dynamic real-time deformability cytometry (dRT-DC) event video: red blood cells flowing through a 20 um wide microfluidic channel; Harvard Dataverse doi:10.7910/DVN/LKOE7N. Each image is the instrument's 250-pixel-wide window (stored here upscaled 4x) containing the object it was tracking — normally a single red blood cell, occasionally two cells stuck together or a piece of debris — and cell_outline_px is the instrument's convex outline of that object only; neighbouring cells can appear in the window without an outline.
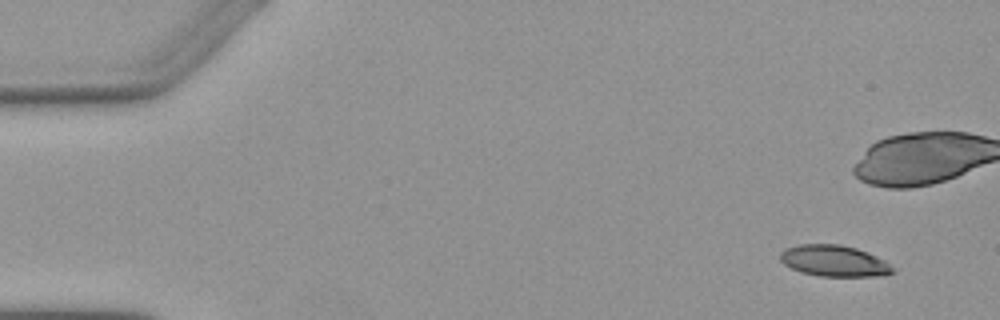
{"species": "Egyptian fruit bat (a non-hibernating species)", "species_latin": "Rousettus aegyptiacus", "temperature_condition": "warm", "stored_images_in_passage": 7, "camera_frame_rate_fps": 3000, "um_per_image_px": 0.085, "animal": {"sex": "female"}, "frame": {"image": 1, "passage_image": 1, "time_ms": 0.0, "image_size_px": [1000, 320], "cell_outline_px": [[896, 272], [884, 276], [820, 276], [800, 272], [784, 264], [780, 260], [780, 252], [788, 248], [800, 244], [840, 244], [856, 248], [868, 252], [884, 260]], "centroid_in_image_um": [70.91, 22.18], "position_along_channel_um": 14.1, "area_um2": 20.46}}